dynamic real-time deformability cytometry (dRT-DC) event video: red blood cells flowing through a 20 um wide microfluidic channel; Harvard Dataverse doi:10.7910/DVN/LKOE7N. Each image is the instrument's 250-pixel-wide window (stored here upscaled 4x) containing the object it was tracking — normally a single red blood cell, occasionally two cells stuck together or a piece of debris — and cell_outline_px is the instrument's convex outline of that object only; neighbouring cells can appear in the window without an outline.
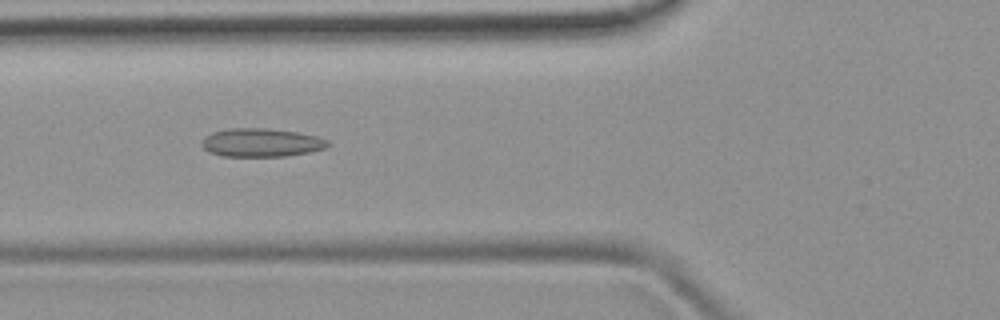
{"species": "common noctule bat (a hibernating species)", "species_latin": "Nyctalus noctula", "temperature_condition": "room temperature", "stored_images_in_passage": 51, "camera_frame_rate_fps": 3000, "um_per_image_px": 0.085, "animal": {"sex": "female", "body_mass_g": 19.9}, "frame": {"image": 1, "passage_image": 18, "time_ms": 5.667, "image_size_px": [1000, 320], "cell_outline_px": [[332, 144], [328, 148], [288, 156], [220, 156], [208, 152], [200, 144], [212, 132], [232, 128], [268, 128], [296, 132], [316, 136], [328, 140]], "centroid_in_image_um": [22.25, 12.13], "position_along_channel_um": 103.5, "area_um2": 20.92}}
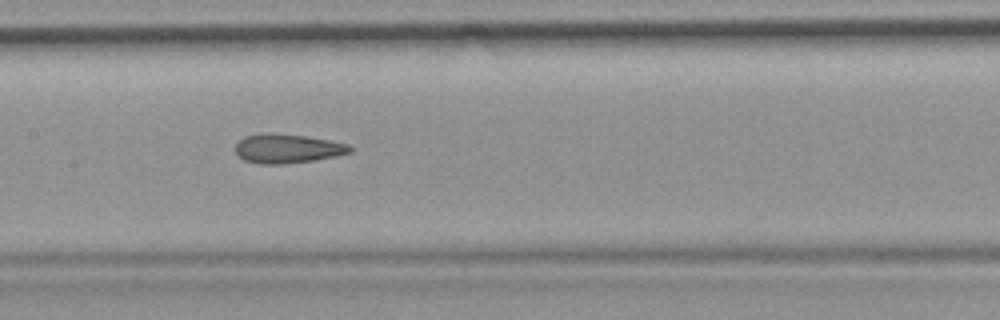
{"frame": {"image": 2, "passage_image": 24, "time_ms": 7.667, "image_size_px": [1000, 320], "cell_outline_px": [[352, 152], [336, 156], [316, 160], [284, 164], [260, 164], [244, 160], [236, 156], [236, 144], [244, 136], [304, 136], [328, 140], [348, 144], [352, 148]], "centroid_in_image_um": [24.47, 12.69], "position_along_channel_um": 182.9, "area_um2": 18.67}}
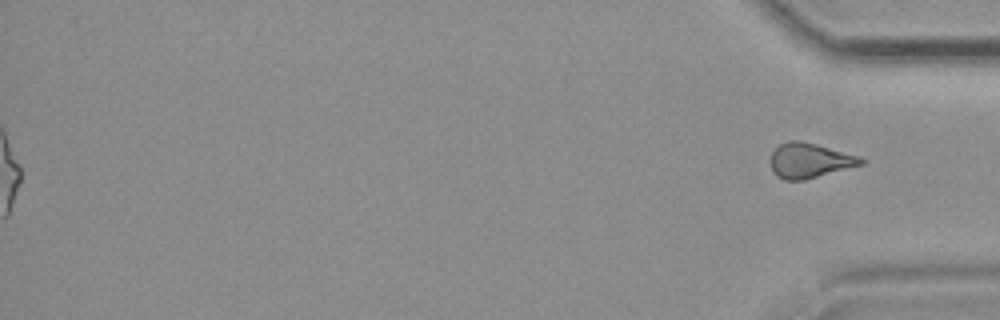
{"frame": {"image": 3, "passage_image": 51, "time_ms": 16.667, "image_size_px": [1000, 320], "cell_outline_px": [[868, 160], [864, 164], [804, 180], [784, 180], [776, 176], [772, 168], [772, 152], [780, 144], [788, 140], [800, 140], [816, 144], [856, 156]], "centroid_in_image_um": [68.82, 13.65], "position_along_channel_um": 366.4, "area_um2": 18.15}, "authors_computed_cell_mechanics": {"area_um2": 19.652, "velocity_mm_per_s": 3.9686, "shape_relaxation_time_tau1_ms": null, "shape_relaxation_time_tau2_ms": 2.6838, "deformation_change_tau1": null, "deformation_change_tau2": 0.1124}}